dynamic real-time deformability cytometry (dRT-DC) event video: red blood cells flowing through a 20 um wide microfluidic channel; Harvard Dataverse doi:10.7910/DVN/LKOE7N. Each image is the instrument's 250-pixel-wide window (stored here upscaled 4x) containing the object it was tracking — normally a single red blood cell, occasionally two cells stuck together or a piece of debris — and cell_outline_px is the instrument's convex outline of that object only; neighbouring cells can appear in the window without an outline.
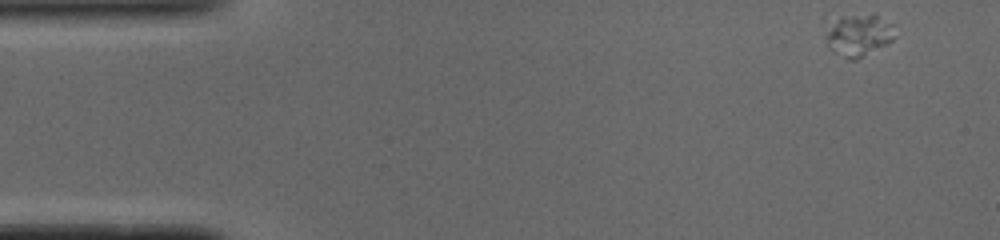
{"species": "common noctule bat (a hibernating species)", "species_latin": "Nyctalus noctula", "temperature_condition": "cold", "stored_images_in_passage": 49, "camera_frame_rate_fps": 3000, "um_per_image_px": 0.085, "animal": {"sex": "male", "body_mass_g": 19.0, "forearm_length_mm": 50.8}, "frame": {"image": 1, "passage_image": 1, "time_ms": 0.0, "image_size_px": [1000, 240], "cell_outline_px": [[896, 36], [888, 44], [856, 60], [848, 60], [832, 52], [828, 48], [828, 32], [832, 20], [840, 16], [876, 16], [892, 24]], "centroid_in_image_um": [72.99, 3.04], "position_along_channel_um": 12.0, "area_um2": 16.59}}
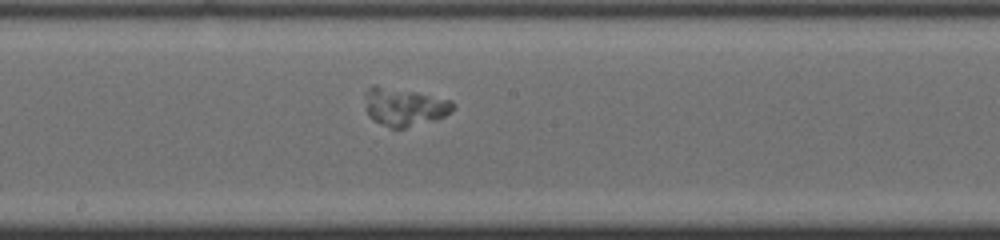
{"frame": {"image": 2, "passage_image": 25, "time_ms": 8.0, "image_size_px": [1000, 240], "cell_outline_px": [[456, 104], [452, 112], [436, 120], [404, 128], [392, 128], [380, 124], [372, 120], [368, 116], [368, 88], [372, 84], [376, 84], [416, 92], [452, 100]], "centroid_in_image_um": [34.42, 9.09], "position_along_channel_um": 213.8, "area_um2": 19.42}}
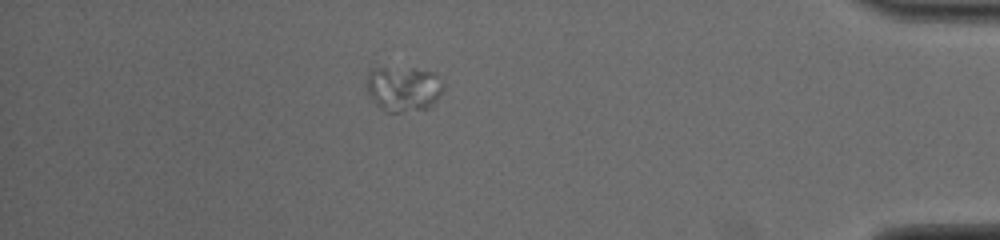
{"frame": {"image": 3, "passage_image": 43, "time_ms": 14.0, "image_size_px": [1000, 240], "cell_outline_px": [[444, 88], [432, 104], [428, 108], [400, 112], [384, 112], [376, 104], [368, 92], [368, 72], [372, 68], [416, 68], [432, 72], [444, 84]], "centroid_in_image_um": [34.29, 7.54], "position_along_channel_um": 400.9, "area_um2": 20.0}}